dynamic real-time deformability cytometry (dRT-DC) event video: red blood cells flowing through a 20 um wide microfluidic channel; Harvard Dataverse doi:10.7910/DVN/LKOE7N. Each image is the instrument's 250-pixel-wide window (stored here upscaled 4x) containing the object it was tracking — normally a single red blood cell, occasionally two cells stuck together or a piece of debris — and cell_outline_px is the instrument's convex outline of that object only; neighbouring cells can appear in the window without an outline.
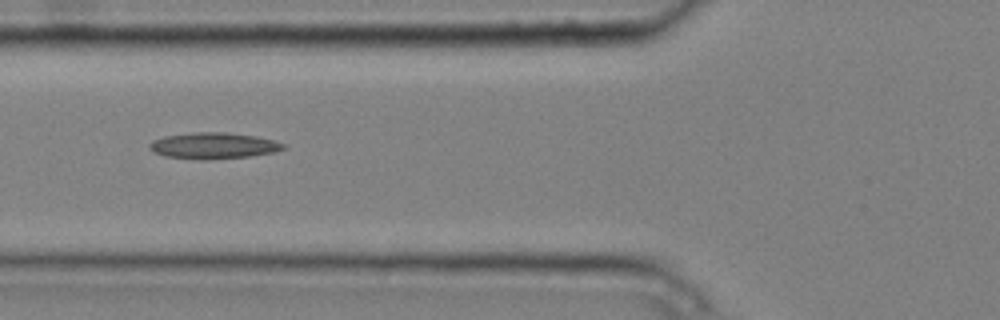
{"species": "common noctule bat (a hibernating species)", "species_latin": "Nyctalus noctula", "temperature_condition": "cold", "stored_images_in_passage": 8, "camera_frame_rate_fps": 3000, "um_per_image_px": 0.085, "animal": {"sex": "male", "body_mass_g": 20.4}, "frame": {"image": 1, "passage_image": 6, "time_ms": 1.667, "image_size_px": [1000, 320], "cell_outline_px": [[288, 148], [276, 152], [252, 156], [204, 160], [200, 160], [168, 156], [152, 152], [148, 148], [148, 144], [152, 140], [164, 136], [192, 132], [228, 132], [256, 136], [276, 140], [284, 144]], "centroid_in_image_um": [18.17, 12.38], "position_along_channel_um": 107.6, "area_um2": 20.81}}
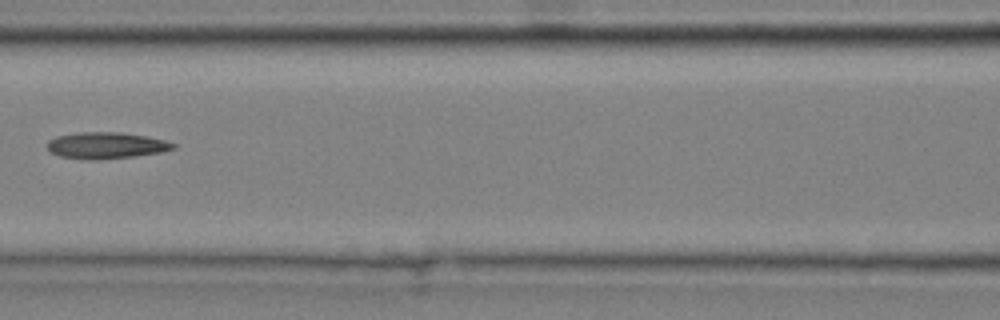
{"frame": {"image": 2, "passage_image": 7, "time_ms": 2.0, "image_size_px": [1000, 320], "cell_outline_px": [[176, 148], [160, 152], [136, 156], [96, 160], [92, 160], [60, 156], [52, 152], [48, 148], [48, 140], [56, 136], [76, 132], [120, 132], [148, 136], [164, 140], [176, 144]], "centroid_in_image_um": [9.03, 12.35], "position_along_channel_um": 157.6, "area_um2": 19.42}}
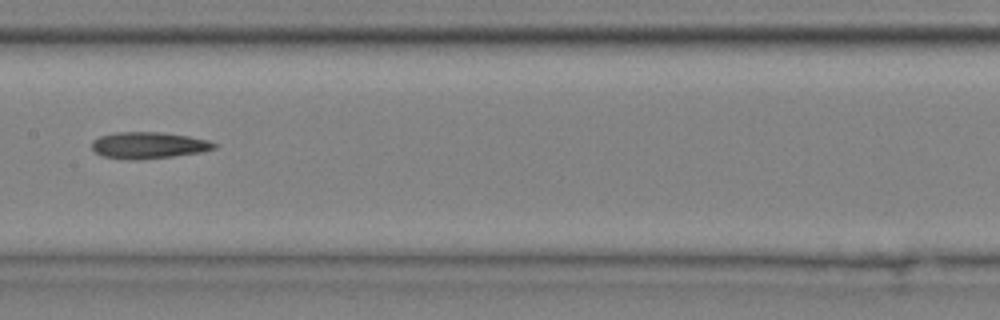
{"frame": {"image": 3, "passage_image": 8, "time_ms": 2.333, "image_size_px": [1000, 320], "cell_outline_px": [[216, 148], [200, 152], [172, 156], [136, 160], [128, 160], [100, 156], [92, 148], [92, 140], [100, 136], [116, 132], [160, 132], [188, 136], [208, 140], [216, 144]], "centroid_in_image_um": [12.58, 12.35], "position_along_channel_um": 194.8, "area_um2": 18.9}}